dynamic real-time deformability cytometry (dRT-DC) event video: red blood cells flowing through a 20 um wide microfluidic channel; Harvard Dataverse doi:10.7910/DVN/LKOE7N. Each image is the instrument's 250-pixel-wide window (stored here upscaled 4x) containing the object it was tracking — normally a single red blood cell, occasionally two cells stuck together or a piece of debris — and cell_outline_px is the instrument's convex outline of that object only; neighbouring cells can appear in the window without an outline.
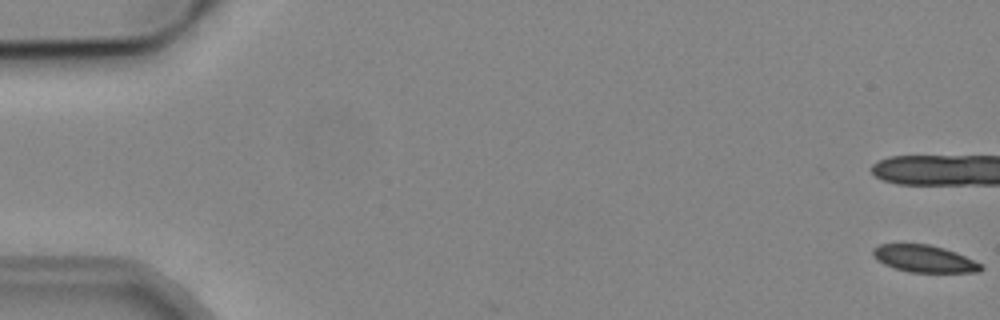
{"species": "common noctule bat (a hibernating species)", "species_latin": "Nyctalus noctula", "temperature_condition": "cold", "stored_images_in_passage": 6, "camera_frame_rate_fps": 3000, "um_per_image_px": 0.085, "animal": {"sex": "male", "body_mass_g": 19.2, "forearm_length_mm": 51.8}, "frame": {"image": 1, "passage_image": 1, "time_ms": 0.0, "image_size_px": [1000, 320], "cell_outline_px": [[984, 268], [980, 272], [908, 272], [884, 264], [872, 256], [872, 248], [880, 244], [928, 244], [944, 248], [956, 252], [980, 264]], "centroid_in_image_um": [78.53, 21.99], "position_along_channel_um": 6.5, "area_um2": 16.94}}